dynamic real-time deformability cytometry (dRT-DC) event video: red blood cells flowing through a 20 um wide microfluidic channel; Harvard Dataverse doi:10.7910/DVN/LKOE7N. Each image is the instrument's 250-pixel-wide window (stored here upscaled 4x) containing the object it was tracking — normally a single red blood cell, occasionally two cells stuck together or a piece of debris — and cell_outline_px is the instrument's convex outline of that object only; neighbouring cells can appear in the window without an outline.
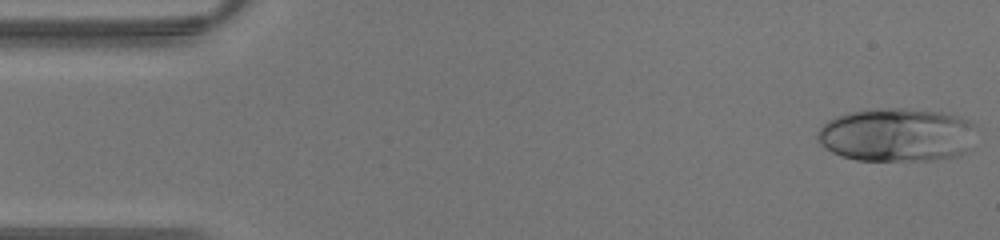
{"species": "human", "species_latin": "Homo sapiens", "temperature_condition": "warm", "stored_images_in_passage": 42, "camera_frame_rate_fps": 3000, "um_per_image_px": 0.085, "donor": {"sex": "male"}, "frame": {"image": 1, "passage_image": 1, "time_ms": 0.0, "image_size_px": [1000, 240], "cell_outline_px": [[972, 124], [968, 148], [960, 156], [932, 160], [856, 160], [840, 156], [832, 152], [820, 144], [816, 136], [816, 132], [828, 120], [836, 116], [848, 112], [876, 108], [908, 108], [944, 112], [960, 116], [972, 120]], "centroid_in_image_um": [76.17, 11.45], "position_along_channel_um": 8.8, "area_um2": 49.71}}
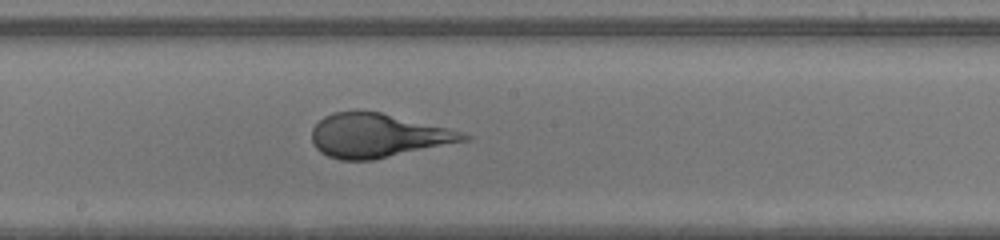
{"frame": {"image": 2, "passage_image": 22, "time_ms": 7.0, "image_size_px": [1000, 240], "cell_outline_px": [[472, 136], [468, 140], [372, 160], [340, 160], [328, 156], [320, 152], [312, 144], [312, 128], [324, 116], [332, 112], [356, 108], [380, 112], [448, 128], [464, 132]], "centroid_in_image_um": [32.06, 11.49], "position_along_channel_um": 216.1, "area_um2": 39.13}}
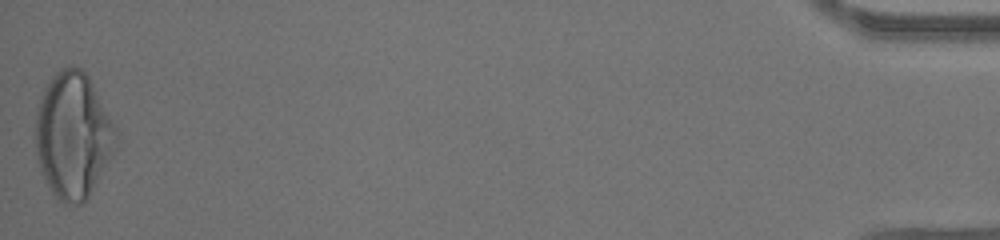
{"frame": {"image": 3, "passage_image": 42, "time_ms": 13.667, "image_size_px": [1000, 240], "cell_outline_px": [[120, 144], [88, 196], [80, 204], [64, 204], [56, 200], [40, 172], [36, 156], [36, 112], [44, 88], [52, 76], [56, 72], [72, 64], [80, 68], [88, 76], [120, 132]], "centroid_in_image_um": [6.24, 11.53], "position_along_channel_um": 429.0, "area_um2": 59.82}}